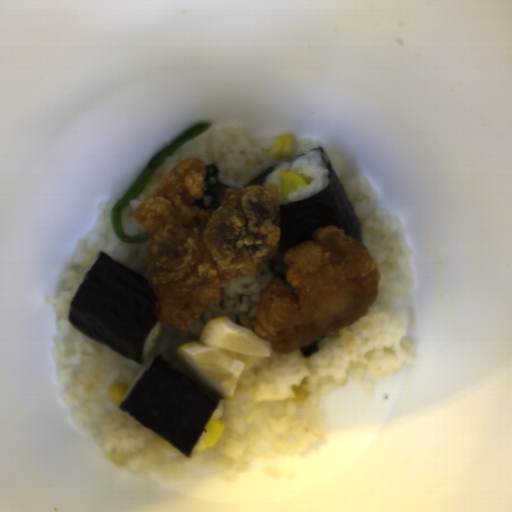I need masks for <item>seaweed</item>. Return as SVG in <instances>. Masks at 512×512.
Returning a JSON list of instances; mask_svg holds the SVG:
<instances>
[{"label": "seaweed", "mask_w": 512, "mask_h": 512, "mask_svg": "<svg viewBox=\"0 0 512 512\" xmlns=\"http://www.w3.org/2000/svg\"><path fill=\"white\" fill-rule=\"evenodd\" d=\"M156 302L148 278L102 251L71 302L68 320L79 333L141 365L158 321Z\"/></svg>", "instance_id": "1"}, {"label": "seaweed", "mask_w": 512, "mask_h": 512, "mask_svg": "<svg viewBox=\"0 0 512 512\" xmlns=\"http://www.w3.org/2000/svg\"><path fill=\"white\" fill-rule=\"evenodd\" d=\"M219 402L157 355L119 409L190 458Z\"/></svg>", "instance_id": "2"}, {"label": "seaweed", "mask_w": 512, "mask_h": 512, "mask_svg": "<svg viewBox=\"0 0 512 512\" xmlns=\"http://www.w3.org/2000/svg\"><path fill=\"white\" fill-rule=\"evenodd\" d=\"M319 150L329 172L324 190L305 200L279 204L281 230L278 249H290L324 226L340 229L361 242V221L324 149ZM311 150V151H312Z\"/></svg>", "instance_id": "3"}, {"label": "seaweed", "mask_w": 512, "mask_h": 512, "mask_svg": "<svg viewBox=\"0 0 512 512\" xmlns=\"http://www.w3.org/2000/svg\"><path fill=\"white\" fill-rule=\"evenodd\" d=\"M299 352H300L301 356H304L306 358L315 353L320 352V348L318 345V339L306 347L299 348Z\"/></svg>", "instance_id": "4"}]
</instances>
